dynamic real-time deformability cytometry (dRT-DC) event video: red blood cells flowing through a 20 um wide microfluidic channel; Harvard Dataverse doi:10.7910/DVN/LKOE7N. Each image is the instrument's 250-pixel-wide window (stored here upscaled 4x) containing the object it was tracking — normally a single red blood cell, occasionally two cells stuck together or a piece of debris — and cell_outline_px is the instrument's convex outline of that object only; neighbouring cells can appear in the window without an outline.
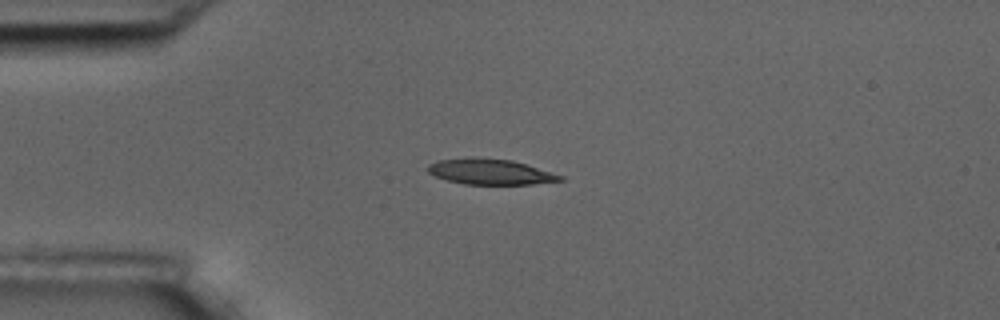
{"species": "common noctule bat (a hibernating species)", "species_latin": "Nyctalus noctula", "temperature_condition": "room temperature", "stored_images_in_passage": 5, "camera_frame_rate_fps": 3000, "um_per_image_px": 0.085, "animal": {"sex": "male", "body_mass_g": 17.5, "forearm_length_mm": 52.3}, "frame": {"image": 1, "passage_image": 2, "time_ms": 2.0, "image_size_px": [1000, 320], "cell_outline_px": [[564, 180], [532, 184], [464, 184], [448, 180], [436, 176], [428, 172], [424, 168], [428, 164], [440, 160], [472, 156], [512, 160], [564, 176]], "centroid_in_image_um": [41.63, 14.58], "position_along_channel_um": 43.4, "area_um2": 19.77}}